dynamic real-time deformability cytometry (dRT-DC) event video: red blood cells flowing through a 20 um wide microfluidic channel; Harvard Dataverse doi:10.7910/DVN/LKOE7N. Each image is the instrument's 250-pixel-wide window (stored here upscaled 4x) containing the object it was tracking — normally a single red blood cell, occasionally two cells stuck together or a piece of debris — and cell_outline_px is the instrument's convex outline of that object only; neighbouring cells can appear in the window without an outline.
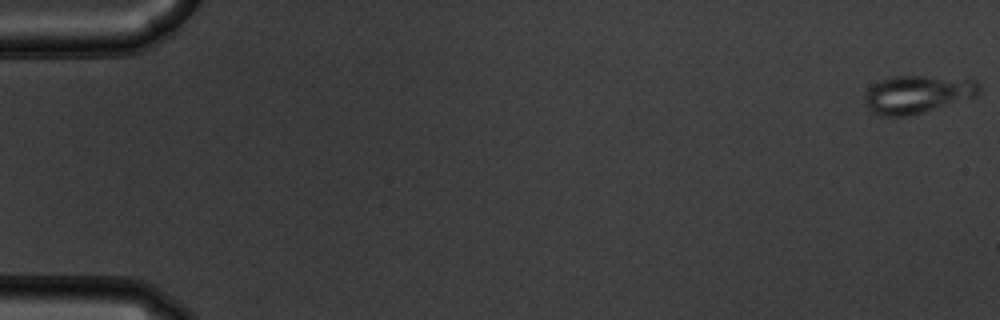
{"species": "common noctule bat (a hibernating species)", "species_latin": "Nyctalus noctula", "temperature_condition": "warm", "stored_images_in_passage": 54, "camera_frame_rate_fps": 3000, "um_per_image_px": 0.085, "animal": {"sex": "male", "body_mass_g": 19.5, "forearm_length_mm": 54.6}, "frame": {"image": 1, "passage_image": 1, "time_ms": 0.0, "image_size_px": [1000, 320], "cell_outline_px": [[980, 92], [976, 96], [908, 116], [880, 116], [872, 112], [864, 104], [864, 96], [868, 88], [872, 84], [880, 80], [892, 76], [924, 76], [976, 80], [980, 84]], "centroid_in_image_um": [77.92, 8.01], "position_along_channel_um": 7.1, "area_um2": 25.2}}
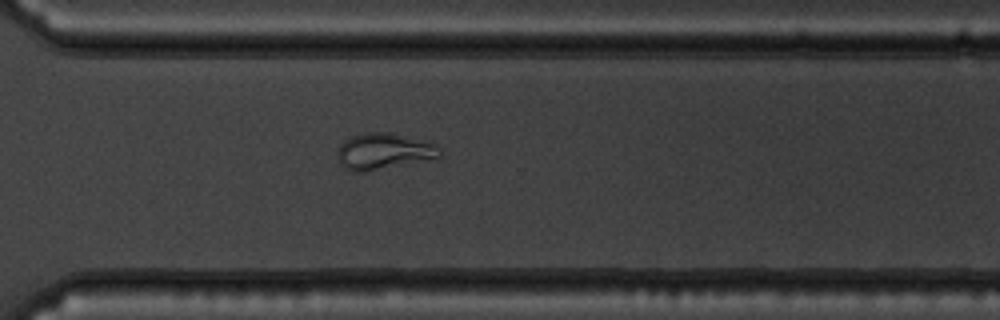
{"frame": {"image": 2, "passage_image": 40, "time_ms": 13.0, "image_size_px": [1000, 320], "cell_outline_px": [[444, 156], [440, 160], [364, 172], [352, 172], [344, 168], [340, 164], [340, 144], [344, 140], [352, 136], [368, 132], [392, 132], [436, 144]], "centroid_in_image_um": [32.75, 12.89], "position_along_channel_um": 337.9, "area_um2": 22.25}}
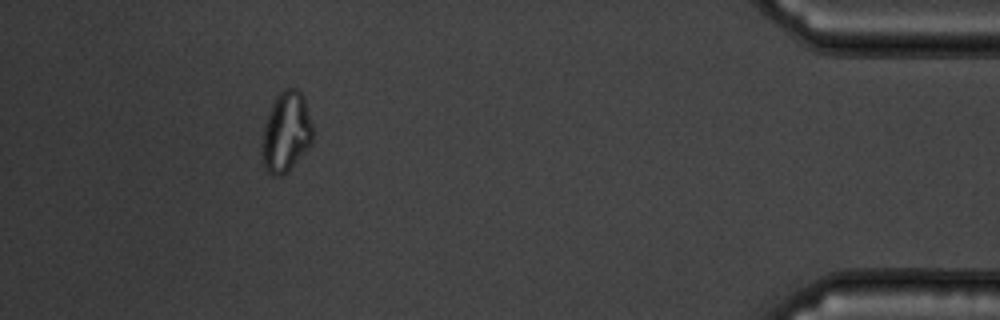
{"frame": {"image": 3, "passage_image": 50, "time_ms": 16.333, "image_size_px": [1000, 320], "cell_outline_px": [[312, 140], [308, 148], [288, 172], [280, 176], [272, 176], [268, 172], [264, 164], [264, 128], [268, 112], [276, 96], [284, 88], [296, 88], [304, 96], [312, 124]], "centroid_in_image_um": [24.35, 11.2], "position_along_channel_um": 410.8, "area_um2": 23.29}, "authors_computed_cell_mechanics": {"area_um2": 23.2356, "velocity_mm_per_s": 3.7843, "shape_relaxation_time_tau1_ms": null, "shape_relaxation_time_tau2_ms": 0.7217, "deformation_change_tau1": null, "deformation_change_tau2": 0.061}}